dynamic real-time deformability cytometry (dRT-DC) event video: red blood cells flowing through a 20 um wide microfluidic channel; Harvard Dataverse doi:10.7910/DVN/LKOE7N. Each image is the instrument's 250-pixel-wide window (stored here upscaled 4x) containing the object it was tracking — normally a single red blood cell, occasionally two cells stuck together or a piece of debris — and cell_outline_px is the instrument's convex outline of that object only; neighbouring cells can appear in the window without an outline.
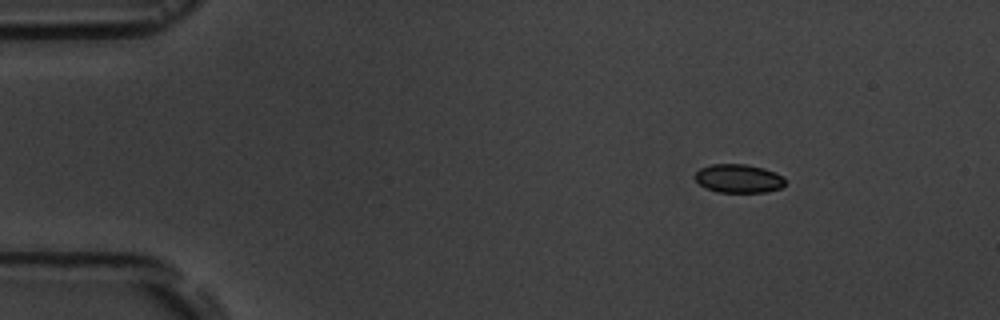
{"species": "common noctule bat (a hibernating species)", "species_latin": "Nyctalus noctula", "temperature_condition": "room temperature", "stored_images_in_passage": 3, "camera_frame_rate_fps": 3000, "um_per_image_px": 0.085, "animal": {"sex": "male", "body_mass_g": 19.5, "forearm_length_mm": 54.6}, "frame": {"image": 1, "passage_image": 1, "time_ms": 0.0, "image_size_px": [1000, 320], "cell_outline_px": [[784, 184], [780, 188], [768, 192], [716, 192], [700, 184], [696, 180], [696, 172], [700, 168], [712, 164], [744, 164], [764, 168], [776, 172], [784, 176]], "centroid_in_image_um": [62.81, 15.17], "position_along_channel_um": 22.2, "area_um2": 14.97}}
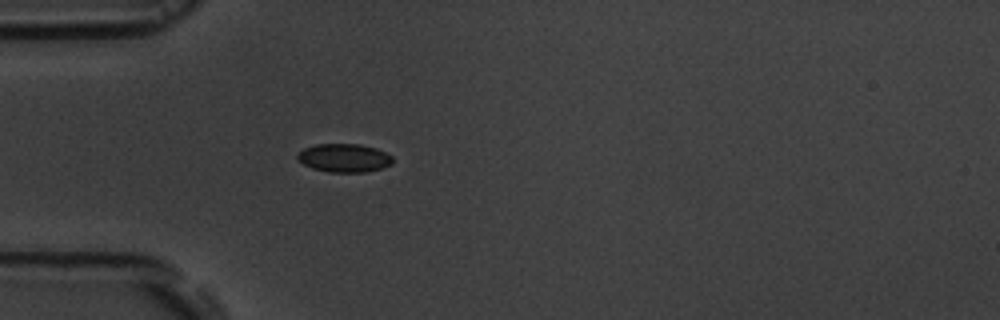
{"frame": {"image": 2, "passage_image": 3, "time_ms": 3.0, "image_size_px": [1000, 320], "cell_outline_px": [[392, 164], [380, 168], [364, 172], [328, 172], [312, 168], [304, 164], [296, 156], [296, 152], [304, 148], [316, 144], [360, 144], [376, 148], [392, 156]], "centroid_in_image_um": [29.23, 13.41], "position_along_channel_um": 55.8, "area_um2": 15.72}}